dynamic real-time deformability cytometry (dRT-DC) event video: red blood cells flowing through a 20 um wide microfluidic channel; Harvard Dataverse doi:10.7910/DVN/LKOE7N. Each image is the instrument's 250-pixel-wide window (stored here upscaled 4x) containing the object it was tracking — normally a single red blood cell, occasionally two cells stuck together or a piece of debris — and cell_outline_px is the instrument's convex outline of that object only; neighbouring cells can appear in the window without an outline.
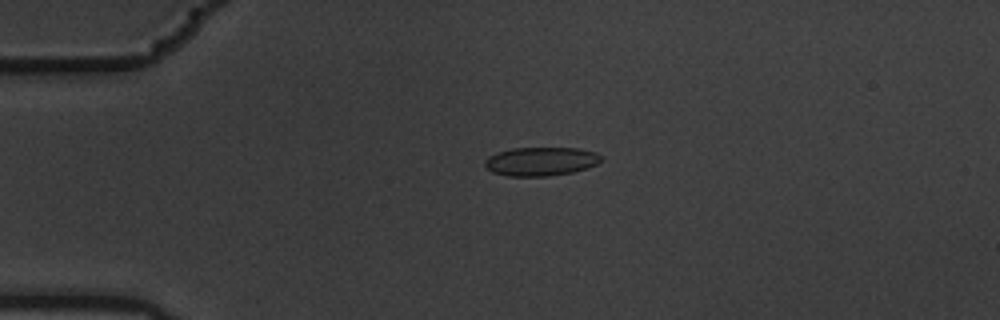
{"species": "common noctule bat (a hibernating species)", "species_latin": "Nyctalus noctula", "temperature_condition": "warm", "stored_images_in_passage": 5, "camera_frame_rate_fps": 3000, "um_per_image_px": 0.085, "animal": {"sex": "male", "body_mass_g": 19.5, "forearm_length_mm": 54.6}, "frame": {"image": 1, "passage_image": 4, "time_ms": 1.0, "image_size_px": [1000, 320], "cell_outline_px": [[600, 160], [596, 164], [588, 168], [572, 172], [548, 176], [508, 176], [492, 172], [484, 164], [484, 160], [488, 156], [496, 152], [512, 148], [580, 148], [596, 152], [600, 156]], "centroid_in_image_um": [45.95, 13.71], "position_along_channel_um": 39.1, "area_um2": 19.48}}